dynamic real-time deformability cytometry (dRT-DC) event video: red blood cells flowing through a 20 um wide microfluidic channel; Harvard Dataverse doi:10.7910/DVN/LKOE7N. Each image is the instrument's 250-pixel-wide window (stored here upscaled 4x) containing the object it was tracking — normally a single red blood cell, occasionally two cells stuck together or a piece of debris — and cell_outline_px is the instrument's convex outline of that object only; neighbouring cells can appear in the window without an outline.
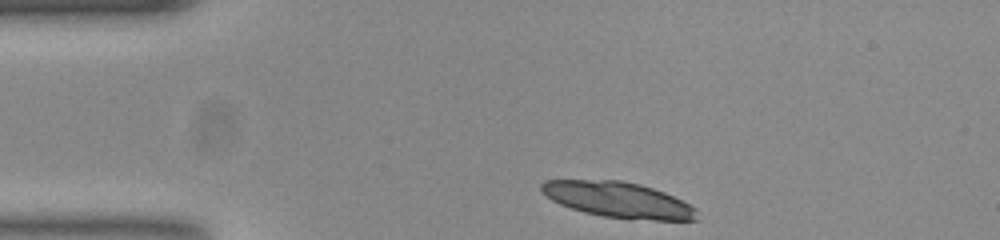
{"species": "common noctule bat (a hibernating species)", "species_latin": "Nyctalus noctula", "temperature_condition": "room temperature", "stored_images_in_passage": 37, "camera_frame_rate_fps": 3000, "um_per_image_px": 0.085, "animal": {"sex": "female", "body_mass_g": 23.0, "forearm_length_mm": 53.4}, "frame": {"image": 1, "passage_image": 1, "time_ms": 0.0, "image_size_px": [1000, 240], "cell_outline_px": [[700, 220], [628, 220], [604, 216], [584, 212], [560, 204], [552, 200], [540, 188], [540, 184], [544, 180], [620, 180], [640, 184], [664, 192], [696, 208]], "centroid_in_image_um": [52.58, 17.0], "position_along_channel_um": 32.4, "area_um2": 32.31}, "authors_computed_cell_mechanics": {"area_um2": 19.8254, "velocity_mm_per_s": 3.737, "shape_relaxation_time_tau1_ms": 0.2974, "shape_relaxation_time_tau2_ms": null, "deformation_change_tau1": 0.2455, "deformation_change_tau2": null}}